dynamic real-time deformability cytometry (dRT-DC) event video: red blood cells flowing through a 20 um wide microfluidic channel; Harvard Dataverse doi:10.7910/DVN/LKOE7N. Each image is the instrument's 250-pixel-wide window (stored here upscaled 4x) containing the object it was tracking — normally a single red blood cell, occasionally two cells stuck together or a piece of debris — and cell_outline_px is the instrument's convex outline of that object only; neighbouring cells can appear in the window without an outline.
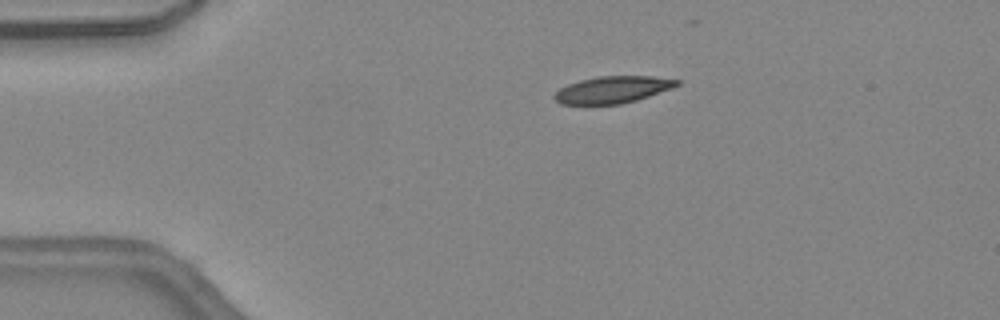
{"species": "common noctule bat (a hibernating species)", "species_latin": "Nyctalus noctula", "temperature_condition": "warm", "stored_images_in_passage": 28, "camera_frame_rate_fps": 3000, "um_per_image_px": 0.085, "animal": {"sex": "female", "body_mass_g": 24.6, "forearm_length_mm": 56.2}, "frame": {"image": 1, "passage_image": 2, "time_ms": 0.333, "image_size_px": [1000, 320], "cell_outline_px": [[680, 84], [672, 88], [636, 100], [620, 104], [560, 104], [552, 96], [560, 88], [568, 84], [580, 80], [596, 76], [652, 76], [680, 80]], "centroid_in_image_um": [52.06, 7.61], "position_along_channel_um": 32.9, "area_um2": 19.13}}
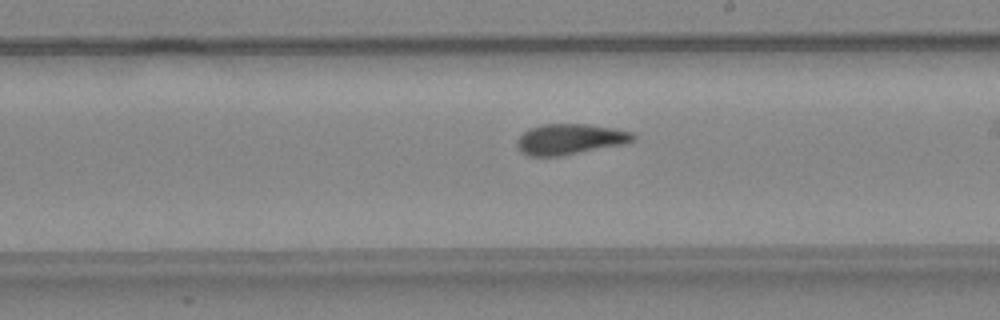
{"frame": {"image": 2, "passage_image": 19, "time_ms": 6.0, "image_size_px": [1000, 320], "cell_outline_px": [[636, 140], [624, 144], [560, 156], [528, 156], [520, 152], [516, 144], [516, 140], [528, 128], [544, 124], [588, 124], [612, 128], [632, 132], [636, 136]], "centroid_in_image_um": [48.43, 11.83], "position_along_channel_um": 240.6, "area_um2": 20.81}}
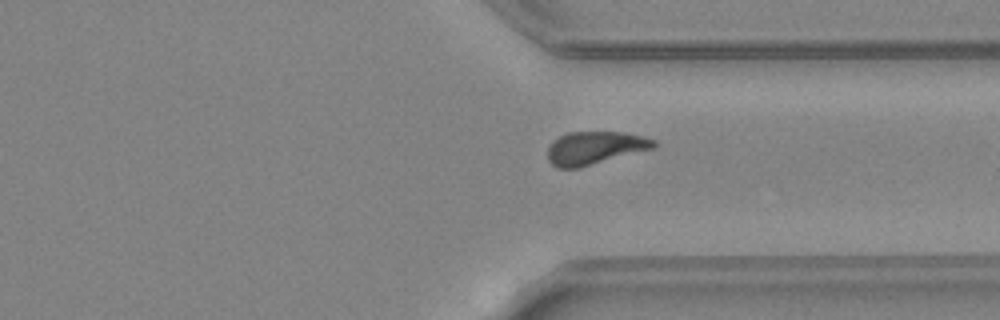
{"frame": {"image": 3, "passage_image": 27, "time_ms": 8.667, "image_size_px": [1000, 320], "cell_outline_px": [[656, 148], [580, 168], [556, 168], [548, 160], [548, 148], [552, 140], [568, 132], [624, 132], [644, 136], [656, 140]], "centroid_in_image_um": [50.59, 12.58], "position_along_channel_um": 360.8, "area_um2": 20.75}}